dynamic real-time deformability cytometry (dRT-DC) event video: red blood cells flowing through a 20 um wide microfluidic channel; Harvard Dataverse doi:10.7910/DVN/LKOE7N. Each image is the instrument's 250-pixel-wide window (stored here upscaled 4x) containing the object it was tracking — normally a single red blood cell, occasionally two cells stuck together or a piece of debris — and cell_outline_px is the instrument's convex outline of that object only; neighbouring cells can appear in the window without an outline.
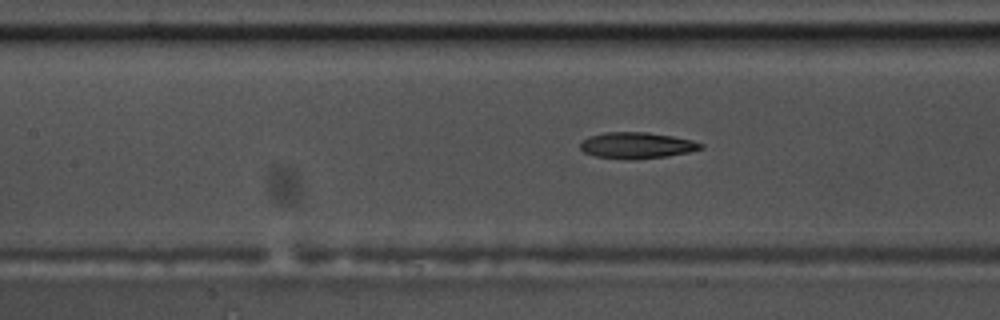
{"species": "common noctule bat (a hibernating species)", "species_latin": "Nyctalus noctula", "temperature_condition": "warm", "stored_images_in_passage": 58, "camera_frame_rate_fps": 3000, "um_per_image_px": 0.085, "animal": {"sex": "male", "body_mass_g": 17.5, "forearm_length_mm": 52.3}, "frame": {"image": 1, "passage_image": 26, "time_ms": 8.333, "image_size_px": [1000, 320], "cell_outline_px": [[704, 148], [688, 152], [668, 156], [628, 160], [596, 156], [584, 152], [580, 148], [580, 144], [588, 136], [604, 132], [648, 132], [672, 136], [692, 140], [704, 144]], "centroid_in_image_um": [54.13, 12.35], "position_along_channel_um": 153.3, "area_um2": 18.44}}
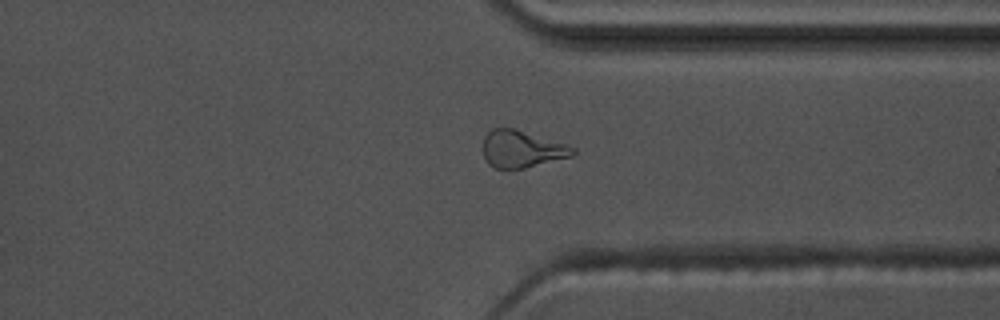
{"frame": {"image": 2, "passage_image": 44, "time_ms": 14.333, "image_size_px": [1000, 320], "cell_outline_px": [[576, 152], [572, 156], [524, 168], [496, 168], [488, 164], [484, 156], [484, 136], [492, 128], [512, 128], [568, 144], [576, 148]], "centroid_in_image_um": [44.37, 12.66], "position_along_channel_um": 367.0, "area_um2": 19.25}}